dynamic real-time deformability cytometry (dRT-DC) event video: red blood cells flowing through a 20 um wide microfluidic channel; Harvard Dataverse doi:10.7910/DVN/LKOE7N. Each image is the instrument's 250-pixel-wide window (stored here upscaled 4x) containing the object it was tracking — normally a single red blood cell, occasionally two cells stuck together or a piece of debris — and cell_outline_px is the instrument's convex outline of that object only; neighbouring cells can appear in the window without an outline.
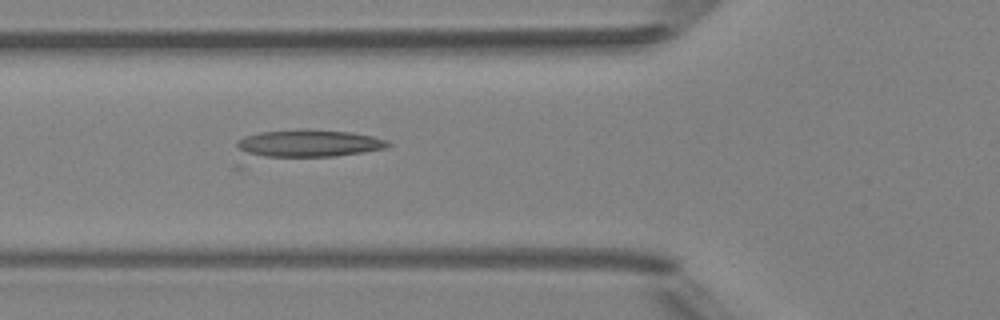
{"species": "Egyptian fruit bat (a non-hibernating species)", "species_latin": "Rousettus aegyptiacus", "temperature_condition": "room temperature", "stored_images_in_passage": 4, "camera_frame_rate_fps": 3000, "um_per_image_px": 0.085, "animal": {"sex": "female"}, "frame": {"image": 1, "passage_image": 3, "time_ms": 2.333, "image_size_px": [1000, 320], "cell_outline_px": [[392, 144], [384, 148], [364, 152], [240, 172], [236, 172], [232, 168], [236, 140], [244, 136], [260, 132], [300, 128], [352, 132], [372, 136], [388, 140]], "centroid_in_image_um": [25.41, 12.51], "position_along_channel_um": 100.4, "area_um2": 31.39}}
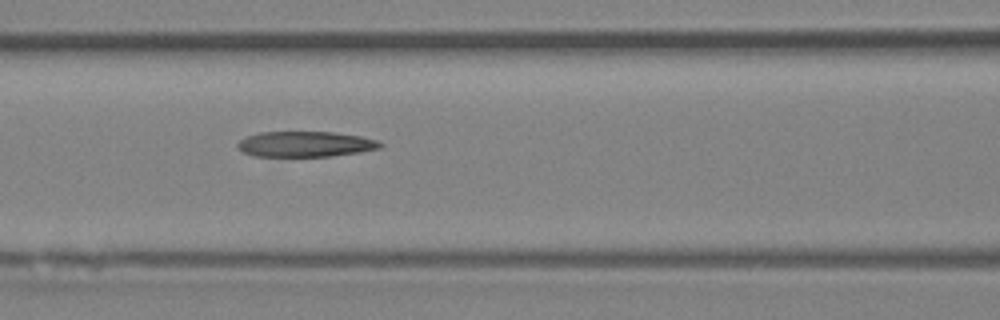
{"frame": {"image": 2, "passage_image": 4, "time_ms": 3.333, "image_size_px": [1000, 320], "cell_outline_px": [[384, 144], [380, 148], [360, 152], [332, 156], [256, 156], [244, 152], [236, 148], [236, 144], [240, 140], [248, 136], [260, 132], [332, 132], [360, 136], [376, 140]], "centroid_in_image_um": [25.95, 12.25], "position_along_channel_um": 140.6, "area_um2": 21.1}}